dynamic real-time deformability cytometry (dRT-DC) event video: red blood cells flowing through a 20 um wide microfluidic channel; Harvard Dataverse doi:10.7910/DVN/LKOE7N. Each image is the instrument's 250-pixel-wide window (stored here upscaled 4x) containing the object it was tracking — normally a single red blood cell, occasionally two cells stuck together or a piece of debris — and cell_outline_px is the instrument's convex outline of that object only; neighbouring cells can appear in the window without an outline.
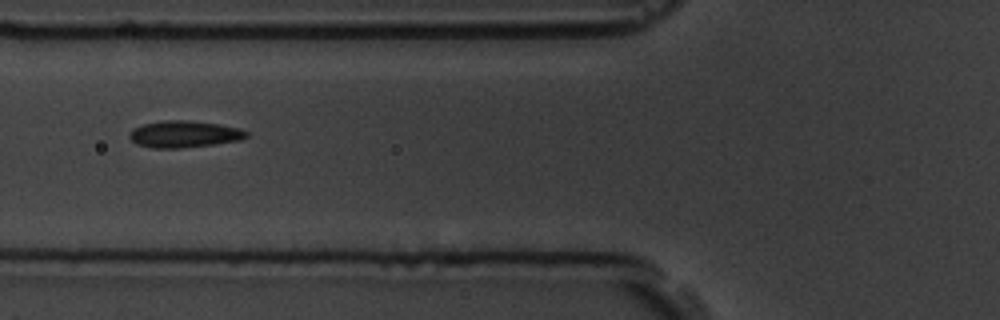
{"species": "common noctule bat (a hibernating species)", "species_latin": "Nyctalus noctula", "temperature_condition": "room temperature", "stored_images_in_passage": 9, "camera_frame_rate_fps": 3000, "um_per_image_px": 0.085, "animal": {"sex": "male", "body_mass_g": 19.5, "forearm_length_mm": 54.6}, "frame": {"image": 1, "passage_image": 6, "time_ms": 5.667, "image_size_px": [1000, 320], "cell_outline_px": [[248, 136], [240, 140], [212, 144], [180, 148], [148, 148], [136, 144], [128, 136], [132, 128], [140, 124], [164, 120], [184, 120], [220, 124], [240, 128], [248, 132]], "centroid_in_image_um": [15.61, 11.4], "position_along_channel_um": 110.2, "area_um2": 18.38}}
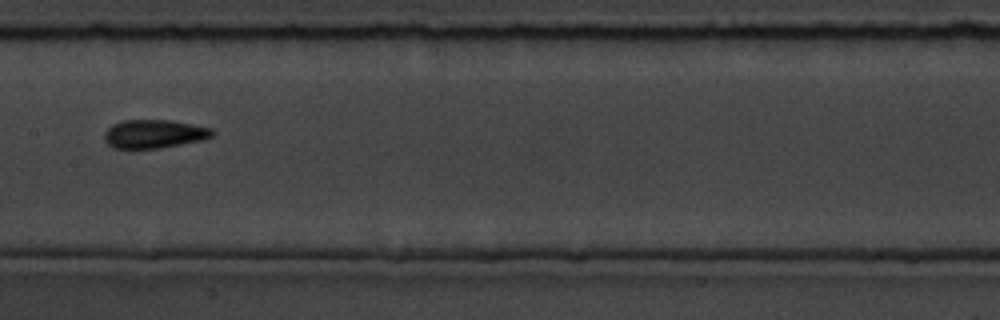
{"frame": {"image": 2, "passage_image": 8, "time_ms": 8.0, "image_size_px": [1000, 320], "cell_outline_px": [[216, 132], [212, 136], [204, 140], [160, 148], [132, 152], [112, 148], [104, 140], [104, 132], [112, 124], [120, 120], [168, 120], [192, 124], [212, 128]], "centroid_in_image_um": [13.04, 11.43], "position_along_channel_um": 194.4, "area_um2": 18.79}}
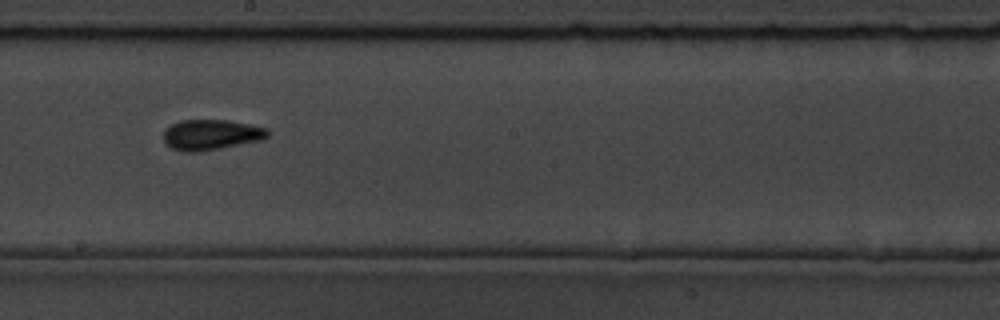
{"frame": {"image": 3, "passage_image": 9, "time_ms": 9.0, "image_size_px": [1000, 320], "cell_outline_px": [[268, 136], [260, 140], [200, 152], [180, 152], [172, 148], [164, 140], [164, 128], [180, 120], [228, 120], [268, 128]], "centroid_in_image_um": [17.91, 11.45], "position_along_channel_um": 230.3, "area_um2": 18.44}}